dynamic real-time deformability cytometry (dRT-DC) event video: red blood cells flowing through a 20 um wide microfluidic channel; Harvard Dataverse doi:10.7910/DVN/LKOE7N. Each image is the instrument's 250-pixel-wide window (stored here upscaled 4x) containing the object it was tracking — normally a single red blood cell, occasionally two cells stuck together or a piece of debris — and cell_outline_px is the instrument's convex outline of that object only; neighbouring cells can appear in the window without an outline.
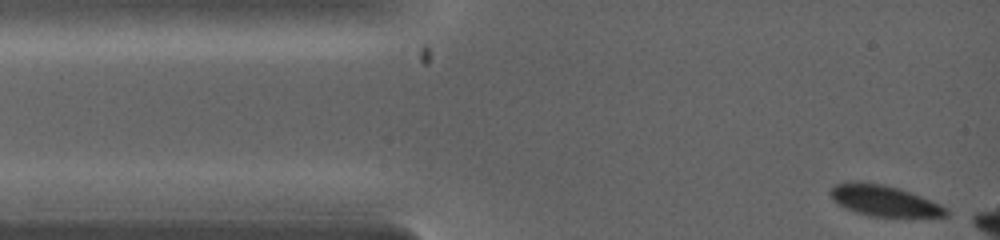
{"species": "common noctule bat (a hibernating species)", "species_latin": "Nyctalus noctula", "temperature_condition": "warm", "stored_images_in_passage": 9, "camera_frame_rate_fps": 5000, "um_per_image_px": 0.085, "animal": {"sex": "female", "body_mass_g": 19.0, "forearm_length_mm": 53.3}, "frame": {"image": 1, "passage_image": 1, "time_ms": 0.0, "image_size_px": [1000, 240], "cell_outline_px": [[948, 216], [912, 220], [868, 216], [844, 208], [836, 204], [832, 200], [828, 192], [836, 184], [852, 180], [884, 184], [900, 188], [940, 204], [948, 208]], "centroid_in_image_um": [75.19, 17.11], "position_along_channel_um": 9.8, "area_um2": 22.14}}
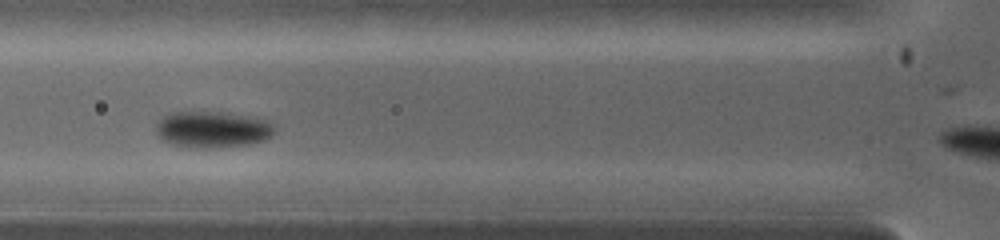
{"frame": {"image": 2, "passage_image": 6, "time_ms": 2.8, "image_size_px": [1000, 240], "cell_outline_px": [[276, 132], [272, 136], [264, 140], [248, 144], [212, 148], [192, 148], [172, 144], [160, 140], [156, 132], [156, 120], [168, 112], [220, 112], [248, 116], [268, 120], [276, 128]], "centroid_in_image_um": [18.02, 11.0], "position_along_channel_um": 107.8, "area_um2": 25.55}}
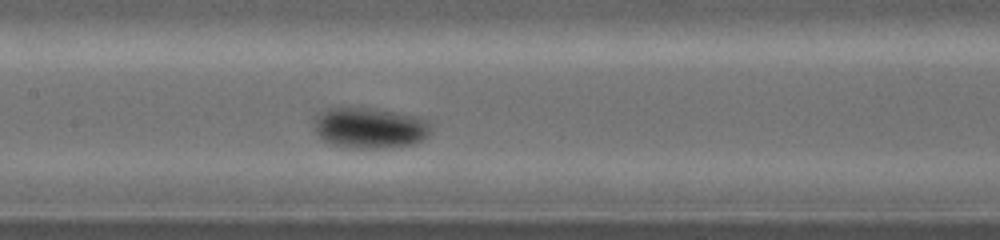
{"frame": {"image": 3, "passage_image": 8, "time_ms": 4.0, "image_size_px": [1000, 240], "cell_outline_px": [[432, 128], [428, 136], [412, 144], [384, 148], [360, 148], [328, 144], [312, 128], [316, 116], [324, 108], [376, 108], [420, 116], [428, 120]], "centroid_in_image_um": [31.44, 10.85], "position_along_channel_um": 176.0, "area_um2": 28.09}}